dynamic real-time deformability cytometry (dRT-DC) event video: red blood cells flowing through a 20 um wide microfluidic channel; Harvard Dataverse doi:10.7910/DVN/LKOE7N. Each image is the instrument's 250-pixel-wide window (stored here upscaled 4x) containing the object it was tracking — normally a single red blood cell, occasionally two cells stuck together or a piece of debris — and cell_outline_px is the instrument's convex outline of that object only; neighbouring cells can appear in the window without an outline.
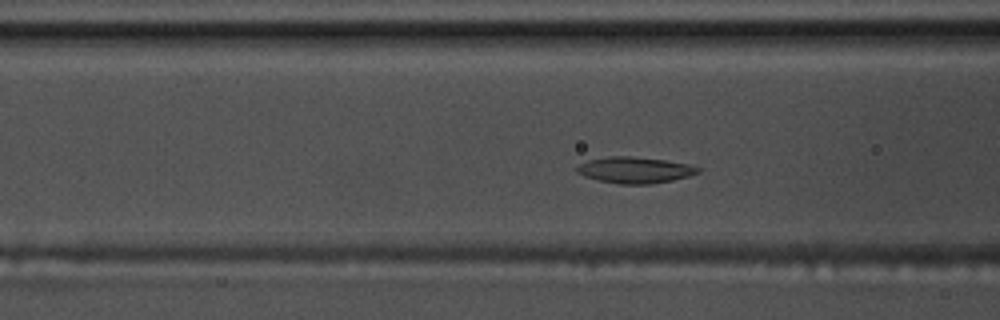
{"species": "common noctule bat (a hibernating species)", "species_latin": "Nyctalus noctula", "temperature_condition": "warm", "stored_images_in_passage": 42, "segment_of_instrument_passage": [1, 2], "camera_frame_rate_fps": 3000, "um_per_image_px": 0.085, "animal": {"sex": "male", "body_mass_g": 17.5, "forearm_length_mm": 52.3}, "frame": {"image": 1, "passage_image": 5, "time_ms": 1.333, "image_size_px": [1000, 320], "cell_outline_px": [[700, 172], [688, 176], [672, 180], [652, 184], [616, 184], [584, 176], [576, 172], [576, 168], [580, 164], [588, 160], [608, 156], [632, 156], [664, 160], [688, 164], [700, 168]], "centroid_in_image_um": [53.95, 14.45], "position_along_channel_um": 112.7, "area_um2": 18.44}}
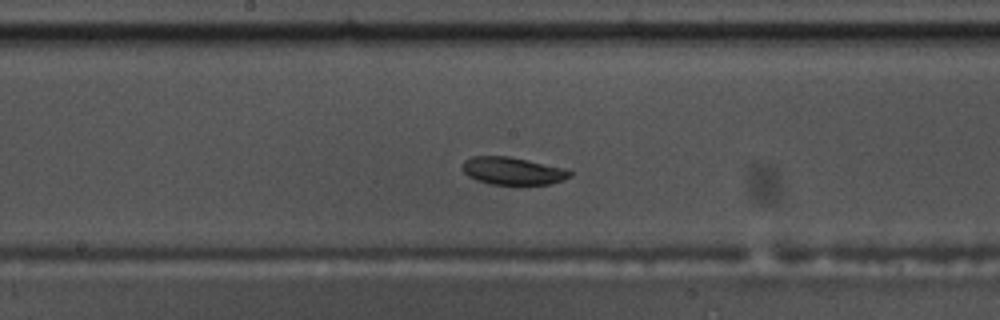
{"frame": {"image": 2, "passage_image": 13, "time_ms": 4.0, "image_size_px": [1000, 320], "cell_outline_px": [[572, 176], [564, 180], [552, 184], [488, 184], [476, 180], [468, 176], [460, 168], [464, 160], [472, 156], [508, 156], [568, 168], [572, 172]], "centroid_in_image_um": [43.6, 14.52], "position_along_channel_um": 204.6, "area_um2": 17.57}}
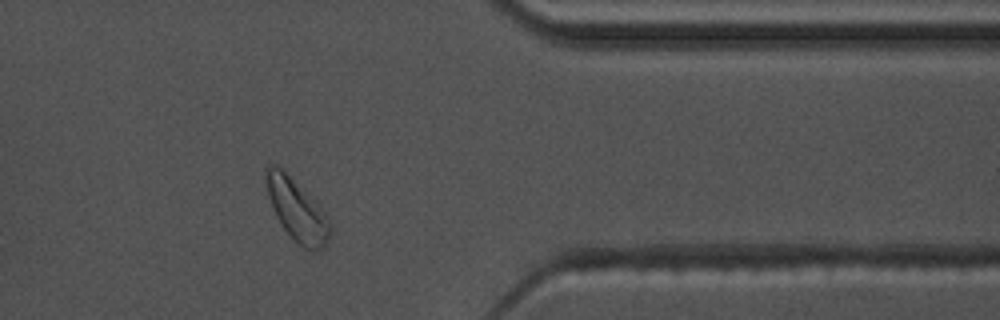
{"frame": {"image": 3, "passage_image": 30, "time_ms": 9.667, "image_size_px": [1000, 320], "cell_outline_px": [[332, 232], [328, 244], [324, 248], [312, 252], [304, 248], [280, 224], [276, 216], [268, 196], [264, 180], [264, 168], [272, 164], [276, 164], [316, 200], [320, 204], [328, 216], [332, 228]], "centroid_in_image_um": [25.27, 17.85], "position_along_channel_um": 386.1, "area_um2": 23.41}}